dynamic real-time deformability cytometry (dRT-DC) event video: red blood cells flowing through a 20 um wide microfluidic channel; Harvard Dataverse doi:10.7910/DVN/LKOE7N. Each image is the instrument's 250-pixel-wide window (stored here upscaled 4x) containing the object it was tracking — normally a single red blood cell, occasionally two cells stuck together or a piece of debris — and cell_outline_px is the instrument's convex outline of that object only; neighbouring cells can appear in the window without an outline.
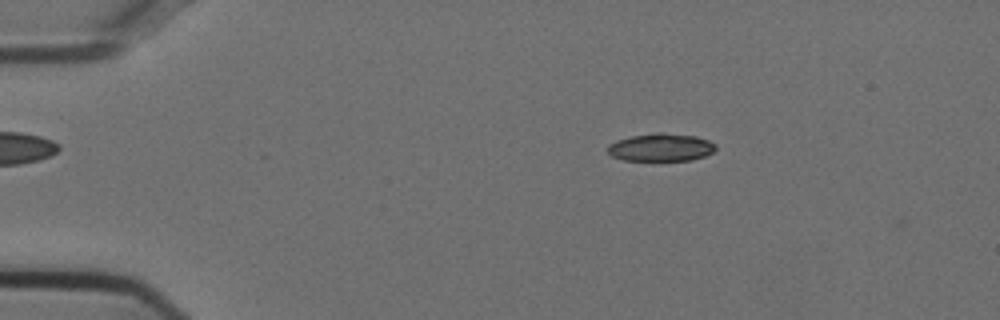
{"species": "Egyptian fruit bat (a non-hibernating species)", "species_latin": "Rousettus aegyptiacus", "temperature_condition": "cold", "stored_images_in_passage": 13, "camera_frame_rate_fps": 3000, "um_per_image_px": 0.085, "animal": {"sex": "female"}, "frame": {"image": 1, "passage_image": 7, "time_ms": 2.0, "image_size_px": [1000, 320], "cell_outline_px": [[716, 148], [712, 152], [704, 156], [692, 160], [624, 160], [612, 156], [608, 152], [608, 144], [616, 140], [632, 136], [660, 132], [696, 136], [708, 140], [716, 144]], "centroid_in_image_um": [56.18, 12.52], "position_along_channel_um": 28.8, "area_um2": 17.4}}